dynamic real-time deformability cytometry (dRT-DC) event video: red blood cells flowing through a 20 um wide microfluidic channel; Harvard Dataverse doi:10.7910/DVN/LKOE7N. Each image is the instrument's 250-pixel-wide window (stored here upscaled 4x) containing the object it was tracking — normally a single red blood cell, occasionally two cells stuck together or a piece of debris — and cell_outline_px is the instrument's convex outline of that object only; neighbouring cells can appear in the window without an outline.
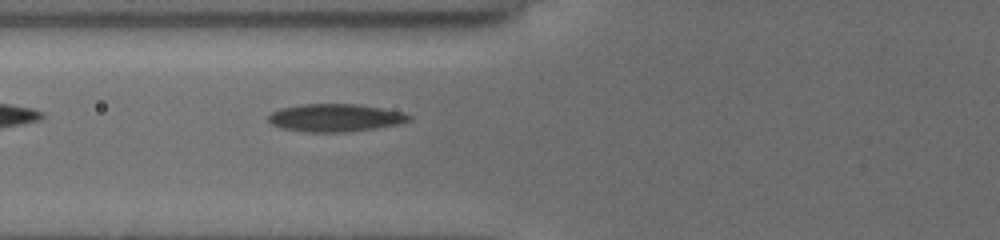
{"species": "common noctule bat (a hibernating species)", "species_latin": "Nyctalus noctula", "temperature_condition": "cold", "stored_images_in_passage": 36, "segment_of_instrument_passage": [1, 2], "camera_frame_rate_fps": 3000, "um_per_image_px": 0.085, "animal": {"sex": "female", "body_mass_g": 19.5, "forearm_length_mm": 54.1}, "frame": {"image": 1, "passage_image": 3, "time_ms": 0.667, "image_size_px": [1000, 240], "cell_outline_px": [[408, 120], [396, 124], [372, 128], [344, 132], [312, 132], [280, 128], [272, 124], [268, 120], [268, 116], [272, 112], [284, 108], [304, 104], [352, 104], [400, 112], [408, 116]], "centroid_in_image_um": [28.38, 10.02], "position_along_channel_um": 97.4, "area_um2": 21.85}}
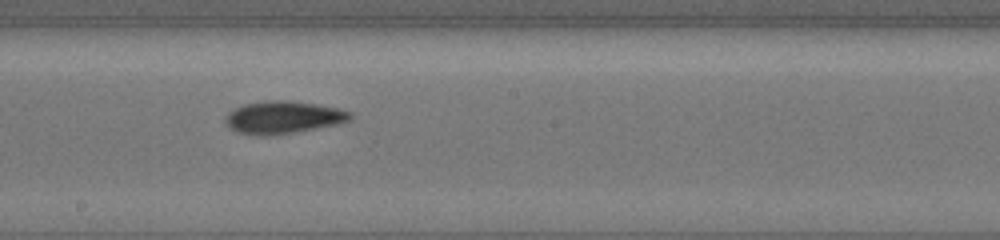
{"frame": {"image": 2, "passage_image": 13, "time_ms": 4.0, "image_size_px": [1000, 240], "cell_outline_px": [[348, 120], [332, 124], [292, 132], [264, 136], [236, 132], [224, 120], [236, 108], [244, 104], [268, 100], [284, 100], [312, 104], [332, 108], [348, 112]], "centroid_in_image_um": [23.95, 9.97], "position_along_channel_um": 224.2, "area_um2": 22.31}}
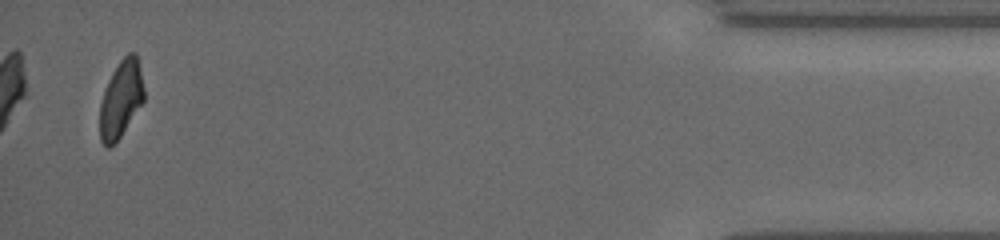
{"frame": {"image": 3, "passage_image": 34, "time_ms": 11.0, "image_size_px": [1000, 240], "cell_outline_px": [[144, 100], [120, 136], [108, 148], [100, 140], [100, 104], [108, 80], [112, 72], [120, 60], [128, 52], [136, 52], [144, 88]], "centroid_in_image_um": [10.28, 8.38], "position_along_channel_um": 424.9, "area_um2": 19.48}}